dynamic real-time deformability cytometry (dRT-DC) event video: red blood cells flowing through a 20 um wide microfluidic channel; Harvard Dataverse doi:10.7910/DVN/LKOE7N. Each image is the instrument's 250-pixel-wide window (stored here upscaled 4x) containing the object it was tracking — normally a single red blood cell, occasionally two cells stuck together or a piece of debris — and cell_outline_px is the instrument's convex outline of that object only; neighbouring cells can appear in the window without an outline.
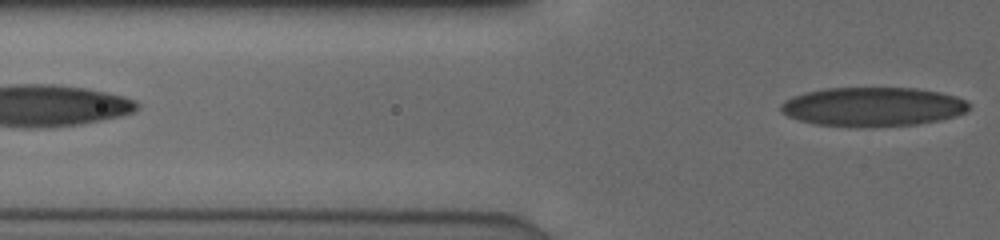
{"species": "human", "species_latin": "Homo sapiens", "temperature_condition": "cold", "stored_images_in_passage": 3, "segment_of_instrument_passage": [2, 2], "camera_frame_rate_fps": 3000, "um_per_image_px": 0.085, "donor": {"sex": "male"}, "frame": {"image": 1, "passage_image": 3, "time_ms": 0.667, "image_size_px": [1000, 240], "cell_outline_px": [[968, 112], [956, 116], [916, 124], [864, 128], [816, 124], [800, 120], [788, 116], [780, 108], [780, 104], [784, 100], [792, 96], [804, 92], [824, 88], [916, 88], [940, 92], [956, 96], [964, 100], [968, 104]], "centroid_in_image_um": [74.17, 9.07], "position_along_channel_um": 51.6, "area_um2": 43.06}}